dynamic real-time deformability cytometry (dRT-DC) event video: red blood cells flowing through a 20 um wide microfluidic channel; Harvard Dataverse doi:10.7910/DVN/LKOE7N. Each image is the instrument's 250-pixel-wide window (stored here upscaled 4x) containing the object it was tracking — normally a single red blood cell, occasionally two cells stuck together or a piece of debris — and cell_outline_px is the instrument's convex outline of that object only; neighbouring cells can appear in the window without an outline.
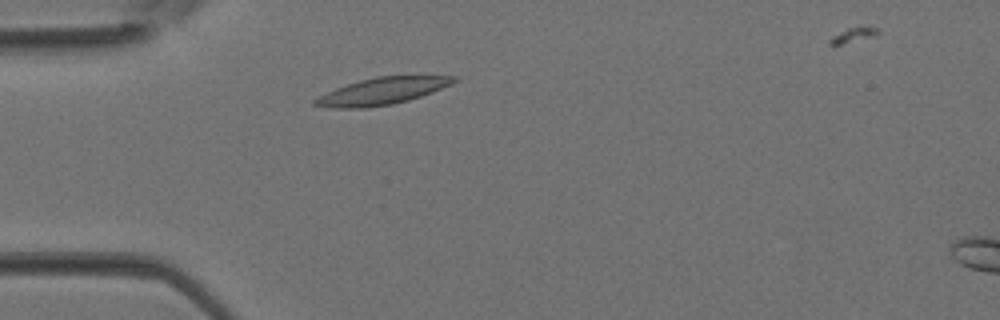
{"species": "Egyptian fruit bat (a non-hibernating species)", "species_latin": "Rousettus aegyptiacus", "temperature_condition": "room temperature", "stored_images_in_passage": 3, "camera_frame_rate_fps": 3000, "um_per_image_px": 0.085, "animal": {"sex": "female"}, "frame": {"image": 1, "passage_image": 2, "time_ms": 0.333, "image_size_px": [1000, 320], "cell_outline_px": [[460, 80], [452, 84], [432, 92], [408, 100], [392, 104], [368, 108], [332, 108], [312, 104], [312, 100], [336, 88], [360, 80], [376, 76], [460, 76]], "centroid_in_image_um": [32.52, 7.74], "position_along_channel_um": 52.5, "area_um2": 21.68}}